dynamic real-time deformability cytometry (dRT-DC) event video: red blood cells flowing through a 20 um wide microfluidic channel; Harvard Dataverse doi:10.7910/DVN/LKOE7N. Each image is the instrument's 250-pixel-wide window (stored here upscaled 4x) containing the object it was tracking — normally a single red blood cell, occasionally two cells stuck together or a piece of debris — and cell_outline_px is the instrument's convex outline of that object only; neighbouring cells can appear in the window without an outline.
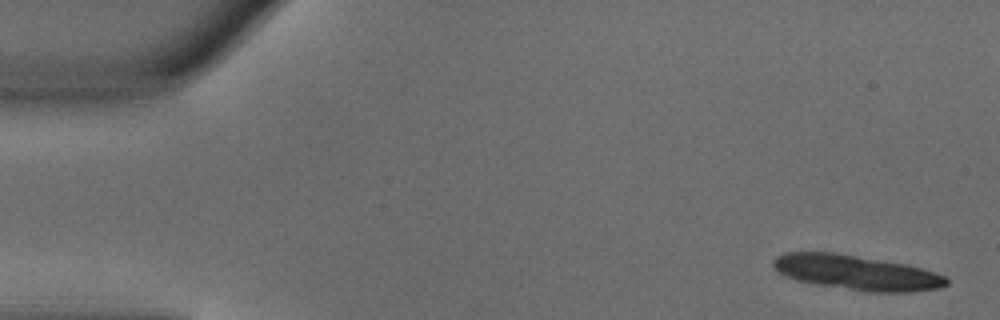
{"species": "common noctule bat (a hibernating species)", "species_latin": "Nyctalus noctula", "temperature_condition": "warm", "stored_images_in_passage": 12, "camera_frame_rate_fps": 3000, "um_per_image_px": 0.085, "animal": {"sex": "male", "body_mass_g": 18.8}, "frame": {"image": 1, "passage_image": 1, "time_ms": 0.0, "image_size_px": [1000, 320], "cell_outline_px": [[948, 284], [940, 288], [908, 292], [868, 292], [816, 284], [796, 280], [784, 276], [776, 272], [772, 264], [772, 260], [776, 256], [788, 252], [836, 252], [908, 264], [944, 276], [948, 280]], "centroid_in_image_um": [72.76, 23.16], "position_along_channel_um": 12.2, "area_um2": 35.26}}